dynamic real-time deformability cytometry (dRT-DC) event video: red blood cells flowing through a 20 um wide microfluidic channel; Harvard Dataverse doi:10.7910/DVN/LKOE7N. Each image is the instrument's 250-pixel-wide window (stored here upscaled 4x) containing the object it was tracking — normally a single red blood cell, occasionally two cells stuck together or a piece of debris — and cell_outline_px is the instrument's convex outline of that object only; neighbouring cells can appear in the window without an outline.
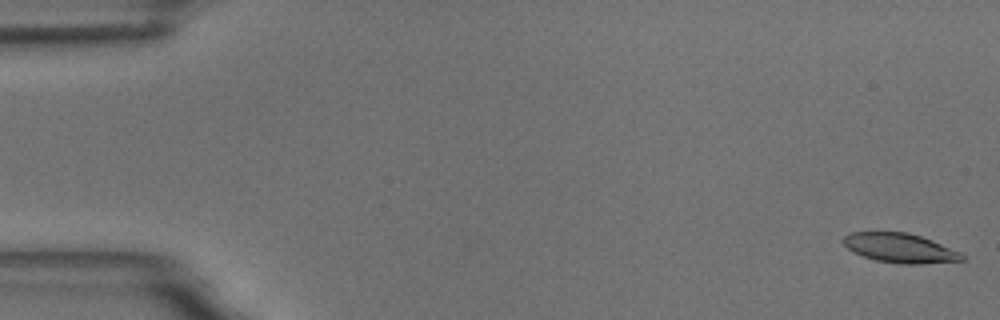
{"species": "common noctule bat (a hibernating species)", "species_latin": "Nyctalus noctula", "temperature_condition": "room temperature", "stored_images_in_passage": 57, "camera_frame_rate_fps": 3000, "um_per_image_px": 0.085, "animal": {"sex": "male", "body_mass_g": 18.8}, "frame": {"image": 1, "passage_image": 1, "time_ms": 0.0, "image_size_px": [1000, 320], "cell_outline_px": [[964, 260], [920, 264], [900, 264], [876, 260], [852, 252], [840, 240], [844, 236], [852, 232], [908, 232], [932, 240], [960, 252], [964, 256]], "centroid_in_image_um": [76.47, 21.08], "position_along_channel_um": 8.5, "area_um2": 20.29}}
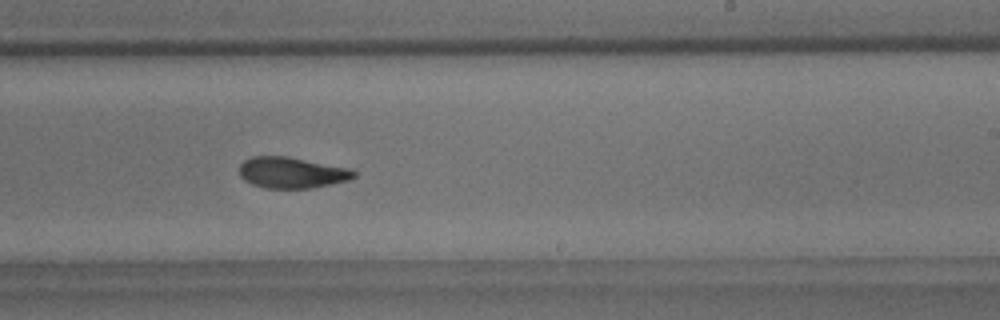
{"frame": {"image": 2, "passage_image": 35, "time_ms": 11.333, "image_size_px": [1000, 320], "cell_outline_px": [[356, 176], [348, 180], [312, 188], [264, 188], [252, 184], [244, 180], [240, 176], [240, 164], [244, 160], [252, 156], [288, 156], [352, 168], [356, 172]], "centroid_in_image_um": [24.81, 14.66], "position_along_channel_um": 264.2, "area_um2": 20.92}}
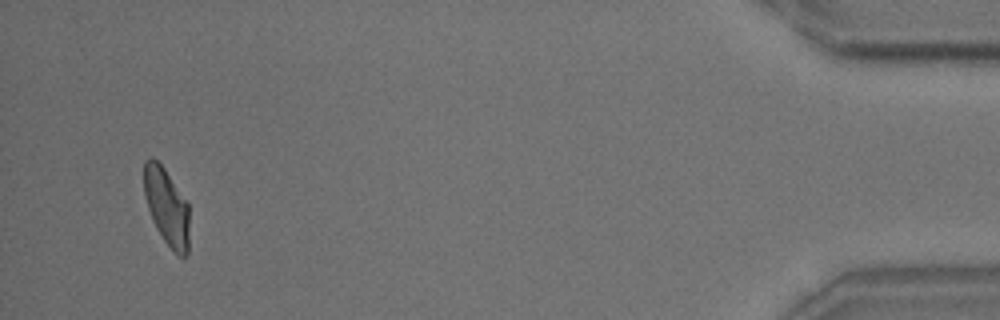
{"frame": {"image": 3, "passage_image": 55, "time_ms": 18.0, "image_size_px": [1000, 320], "cell_outline_px": [[188, 256], [180, 256], [164, 240], [156, 228], [152, 220], [144, 196], [144, 160], [152, 156], [164, 168], [188, 204]], "centroid_in_image_um": [14.14, 17.55], "position_along_channel_um": 421.1, "area_um2": 20.06}}